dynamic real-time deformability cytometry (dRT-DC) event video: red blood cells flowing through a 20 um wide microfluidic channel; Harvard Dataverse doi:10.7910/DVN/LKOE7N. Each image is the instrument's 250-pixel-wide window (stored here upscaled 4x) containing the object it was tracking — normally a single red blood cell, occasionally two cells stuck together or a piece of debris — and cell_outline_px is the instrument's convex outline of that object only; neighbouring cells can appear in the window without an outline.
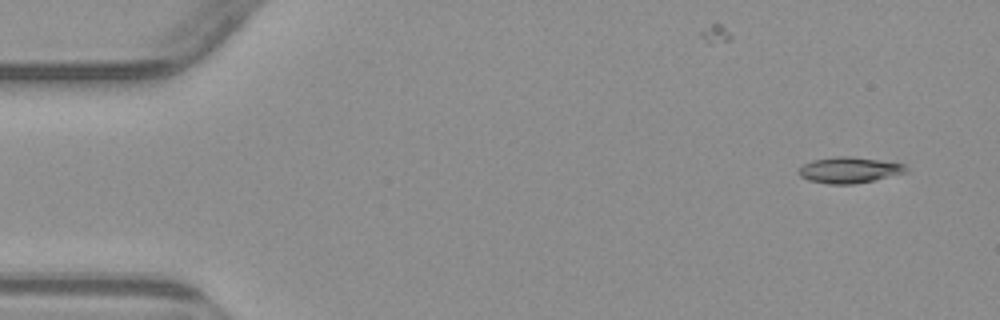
{"species": "common noctule bat (a hibernating species)", "species_latin": "Nyctalus noctula", "temperature_condition": "warm", "stored_images_in_passage": 5, "camera_frame_rate_fps": 3000, "um_per_image_px": 0.085, "animal": {"sex": "male", "body_mass_g": 23.1, "forearm_length_mm": 52.7}, "frame": {"image": 1, "passage_image": 1, "time_ms": 0.0, "image_size_px": [1000, 320], "cell_outline_px": [[908, 172], [876, 180], [852, 184], [828, 184], [808, 180], [800, 176], [800, 168], [804, 164], [812, 160], [836, 156], [848, 156], [880, 160], [904, 164], [908, 168]], "centroid_in_image_um": [72.22, 14.45], "position_along_channel_um": 12.8, "area_um2": 16.24}}
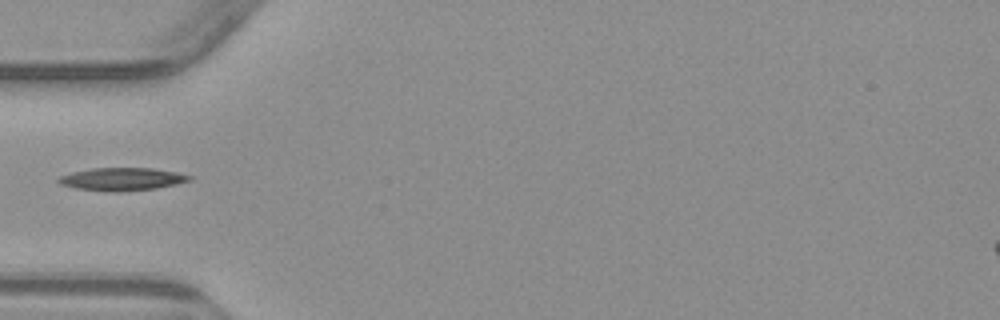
{"frame": {"image": 2, "passage_image": 4, "time_ms": 4.667, "image_size_px": [1000, 320], "cell_outline_px": [[192, 180], [176, 184], [156, 188], [120, 192], [112, 192], [76, 188], [60, 184], [56, 180], [60, 176], [72, 172], [92, 168], [152, 168], [176, 172], [192, 176]], "centroid_in_image_um": [10.37, 15.22], "position_along_channel_um": 74.6, "area_um2": 17.4}}
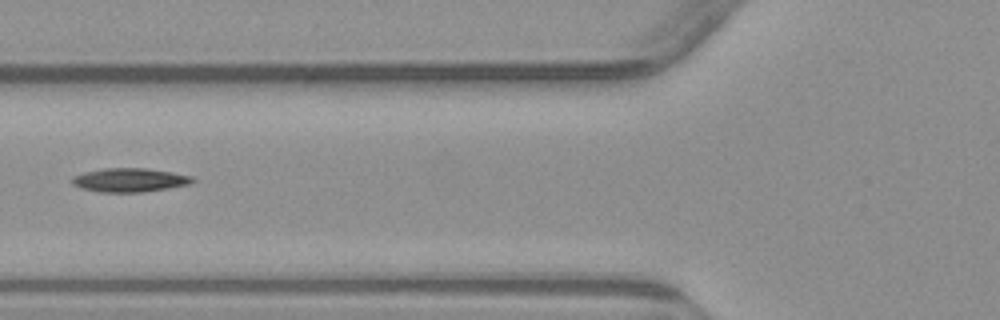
{"frame": {"image": 3, "passage_image": 5, "time_ms": 5.667, "image_size_px": [1000, 320], "cell_outline_px": [[196, 180], [192, 184], [168, 188], [140, 192], [100, 192], [84, 188], [72, 184], [72, 176], [84, 172], [104, 168], [148, 168], [172, 172], [192, 176]], "centroid_in_image_um": [11.06, 15.29], "position_along_channel_um": 114.7, "area_um2": 16.7}}